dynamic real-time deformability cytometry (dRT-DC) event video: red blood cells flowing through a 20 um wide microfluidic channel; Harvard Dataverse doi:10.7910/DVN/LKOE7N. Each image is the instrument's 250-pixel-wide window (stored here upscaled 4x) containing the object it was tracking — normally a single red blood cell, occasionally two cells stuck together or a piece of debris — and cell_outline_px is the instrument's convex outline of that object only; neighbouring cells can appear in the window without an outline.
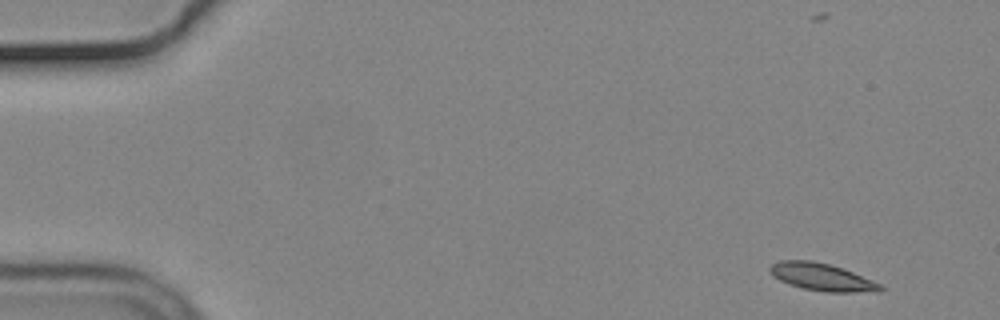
{"species": "common noctule bat (a hibernating species)", "species_latin": "Nyctalus noctula", "temperature_condition": "cold", "stored_images_in_passage": 54, "camera_frame_rate_fps": 3000, "um_per_image_px": 0.085, "animal": {"sex": "male", "body_mass_g": 19.2, "forearm_length_mm": 51.8}, "frame": {"image": 1, "passage_image": 1, "time_ms": 0.0, "image_size_px": [1000, 320], "cell_outline_px": [[884, 288], [880, 292], [828, 292], [804, 288], [788, 284], [772, 276], [768, 268], [772, 264], [780, 260], [812, 260], [828, 264], [852, 272], [872, 280], [880, 284]], "centroid_in_image_um": [69.84, 23.55], "position_along_channel_um": 15.2, "area_um2": 17.51}}
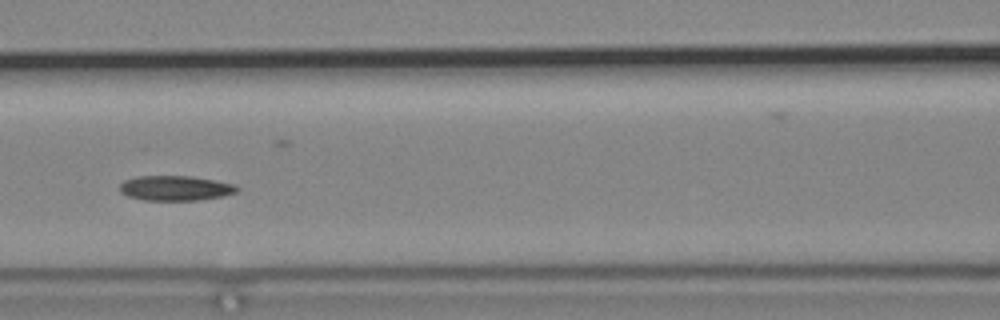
{"frame": {"image": 2, "passage_image": 22, "time_ms": 7.0, "image_size_px": [1000, 320], "cell_outline_px": [[240, 188], [236, 192], [224, 196], [200, 200], [144, 200], [128, 196], [120, 192], [120, 184], [124, 180], [136, 176], [192, 176], [236, 184]], "centroid_in_image_um": [14.93, 15.99], "position_along_channel_um": 151.7, "area_um2": 17.17}}
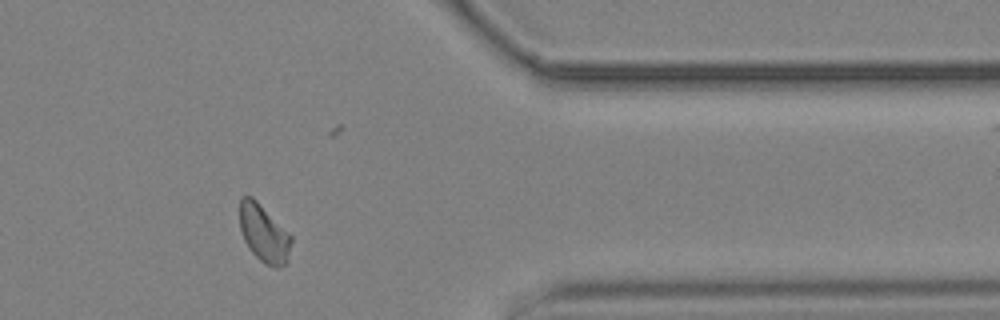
{"frame": {"image": 3, "passage_image": 43, "time_ms": 14.0, "image_size_px": [1000, 320], "cell_outline_px": [[292, 240], [288, 264], [276, 268], [264, 264], [248, 248], [244, 240], [240, 228], [240, 196], [252, 196], [292, 236]], "centroid_in_image_um": [22.44, 19.87], "position_along_channel_um": 389.0, "area_um2": 17.4}, "authors_computed_cell_mechanics": {"area_um2": 17.3978, "velocity_mm_per_s": 3.6611, "shape_relaxation_time_tau1_ms": null, "shape_relaxation_time_tau2_ms": 6.2575, "deformation_change_tau1": null, "deformation_change_tau2": 0.0998}}